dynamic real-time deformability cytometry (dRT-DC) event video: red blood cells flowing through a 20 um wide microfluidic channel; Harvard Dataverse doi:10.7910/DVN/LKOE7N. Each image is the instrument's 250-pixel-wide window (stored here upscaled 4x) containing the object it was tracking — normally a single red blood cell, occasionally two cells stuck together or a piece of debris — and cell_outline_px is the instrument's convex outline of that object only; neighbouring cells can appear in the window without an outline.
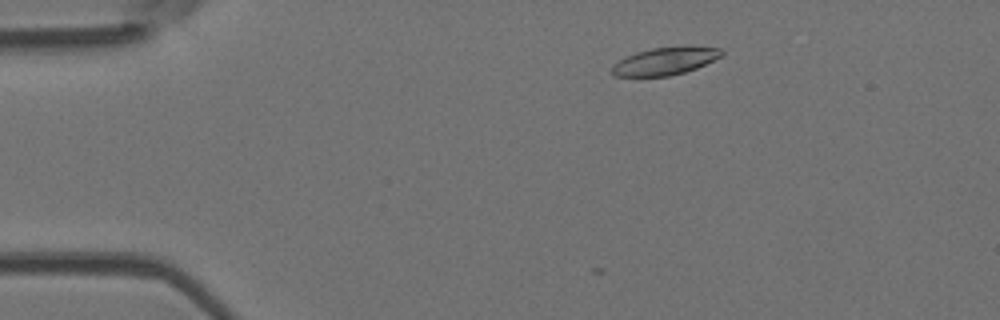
{"species": "Egyptian fruit bat (a non-hibernating species)", "species_latin": "Rousettus aegyptiacus", "temperature_condition": "room temperature", "stored_images_in_passage": 6, "camera_frame_rate_fps": 3000, "um_per_image_px": 0.085, "animal": {"sex": "female"}, "frame": {"image": 1, "passage_image": 6, "time_ms": 1.667, "image_size_px": [1000, 320], "cell_outline_px": [[724, 56], [696, 68], [684, 72], [668, 76], [612, 76], [612, 64], [636, 52], [652, 48], [688, 44], [720, 48], [724, 52]], "centroid_in_image_um": [56.61, 5.16], "position_along_channel_um": 28.4, "area_um2": 18.03}}